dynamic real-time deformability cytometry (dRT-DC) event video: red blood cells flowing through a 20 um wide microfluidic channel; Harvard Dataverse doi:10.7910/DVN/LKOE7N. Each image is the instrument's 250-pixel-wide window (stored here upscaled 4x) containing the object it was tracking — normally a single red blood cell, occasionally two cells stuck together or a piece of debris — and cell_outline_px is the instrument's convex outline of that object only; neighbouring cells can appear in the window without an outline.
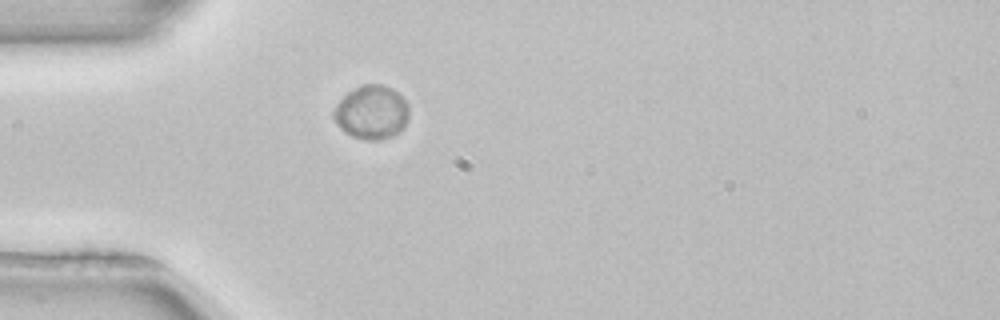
{"species": "common noctule bat (a hibernating species)", "species_latin": "Nyctalus noctula", "temperature_condition": "room temperature", "stored_images_in_passage": 3, "camera_frame_rate_fps": 3000, "um_per_image_px": 0.085, "animal": {"sex": "female", "body_mass_g": 22.7, "forearm_length_mm": 54.2}, "frame": {"image": 1, "passage_image": 1, "time_ms": 0.0, "image_size_px": [1000, 320], "cell_outline_px": [[408, 116], [404, 128], [392, 136], [376, 140], [368, 140], [352, 136], [344, 132], [336, 124], [332, 116], [332, 112], [336, 104], [348, 92], [364, 84], [380, 84], [392, 88], [408, 104]], "centroid_in_image_um": [31.56, 9.55], "position_along_channel_um": 53.4, "area_um2": 23.52}}